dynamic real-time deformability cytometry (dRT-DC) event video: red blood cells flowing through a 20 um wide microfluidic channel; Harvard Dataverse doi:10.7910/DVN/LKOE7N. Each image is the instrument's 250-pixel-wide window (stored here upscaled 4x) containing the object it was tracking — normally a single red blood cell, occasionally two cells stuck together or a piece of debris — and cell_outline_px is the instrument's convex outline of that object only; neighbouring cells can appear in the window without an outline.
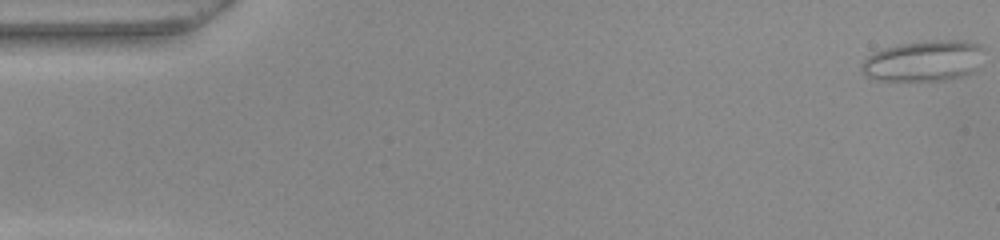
{"species": "common noctule bat (a hibernating species)", "species_latin": "Nyctalus noctula", "temperature_condition": "warm", "stored_images_in_passage": 52, "camera_frame_rate_fps": 3000, "um_per_image_px": 0.085, "animal": {"sex": "female", "body_mass_g": 22.0, "forearm_length_mm": 56.7}, "frame": {"image": 1, "passage_image": 1, "time_ms": 0.0, "image_size_px": [1000, 240], "cell_outline_px": [[984, 48], [980, 68], [976, 72], [964, 76], [948, 80], [876, 80], [864, 76], [860, 68], [860, 64], [872, 52], [884, 48], [900, 44], [924, 40], [964, 40], [980, 44]], "centroid_in_image_um": [78.56, 5.17], "position_along_channel_um": 6.4, "area_um2": 29.88}}
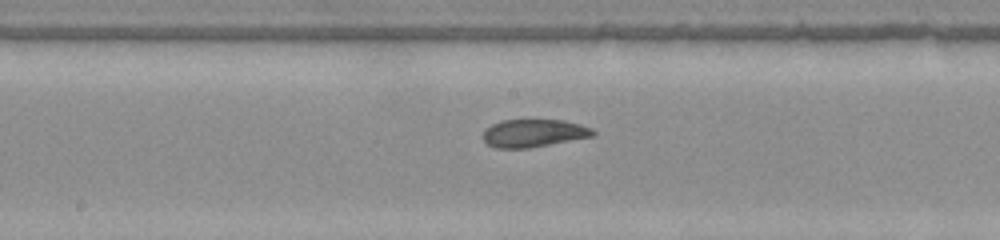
{"frame": {"image": 2, "passage_image": 27, "time_ms": 8.667, "image_size_px": [1000, 240], "cell_outline_px": [[596, 136], [528, 148], [496, 148], [488, 144], [484, 140], [484, 132], [492, 124], [500, 120], [564, 120], [580, 124], [592, 128], [596, 132]], "centroid_in_image_um": [45.42, 11.31], "position_along_channel_um": 202.8, "area_um2": 17.8}}
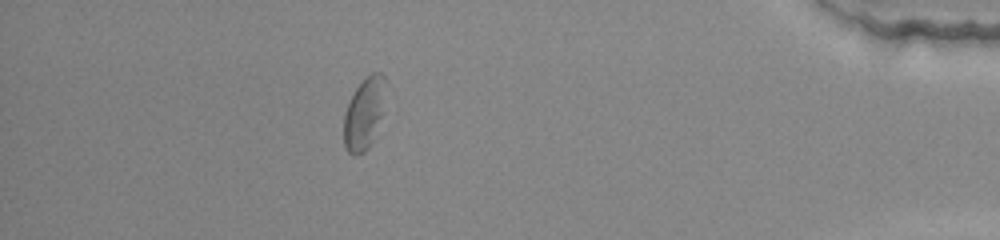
{"frame": {"image": 3, "passage_image": 46, "time_ms": 15.0, "image_size_px": [1000, 240], "cell_outline_px": [[388, 80], [384, 112], [372, 140], [368, 148], [364, 152], [356, 156], [352, 156], [348, 152], [344, 144], [344, 112], [356, 88], [372, 72], [380, 72]], "centroid_in_image_um": [31.0, 9.63], "position_along_channel_um": 404.2, "area_um2": 17.86}, "authors_computed_cell_mechanics": {"area_um2": 18.496, "velocity_mm_per_s": 3.9395, "shape_relaxation_time_tau1_ms": null, "shape_relaxation_time_tau2_ms": 1.9334, "deformation_change_tau1": null, "deformation_change_tau2": 0.0855}}